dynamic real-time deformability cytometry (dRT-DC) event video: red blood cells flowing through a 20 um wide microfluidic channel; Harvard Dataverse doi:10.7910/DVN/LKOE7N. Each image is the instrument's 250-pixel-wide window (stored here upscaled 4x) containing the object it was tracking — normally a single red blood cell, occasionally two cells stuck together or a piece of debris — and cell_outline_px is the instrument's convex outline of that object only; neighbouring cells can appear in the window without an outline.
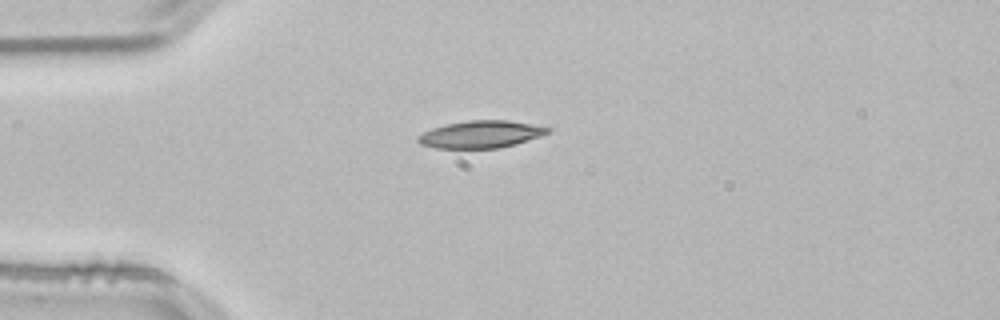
{"species": "common noctule bat (a hibernating species)", "species_latin": "Nyctalus noctula", "temperature_condition": "room temperature", "stored_images_in_passage": 41, "camera_frame_rate_fps": 3000, "um_per_image_px": 0.085, "animal": {"sex": "male", "body_mass_g": 21.5, "forearm_length_mm": 52.0}, "frame": {"image": 1, "passage_image": 1, "time_ms": 0.0, "image_size_px": [1000, 320], "cell_outline_px": [[552, 128], [548, 132], [540, 136], [516, 144], [500, 148], [436, 148], [420, 144], [416, 140], [416, 136], [432, 128], [444, 124], [468, 120], [508, 120]], "centroid_in_image_um": [40.83, 11.41], "position_along_channel_um": 44.2, "area_um2": 20.63}}
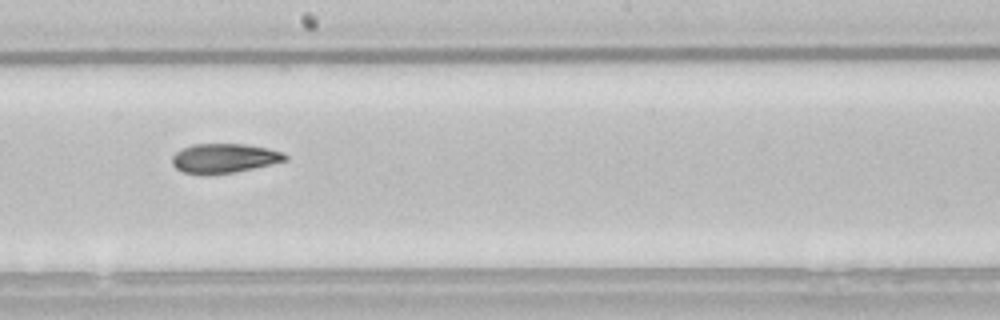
{"frame": {"image": 2, "passage_image": 17, "time_ms": 5.333, "image_size_px": [1000, 320], "cell_outline_px": [[288, 160], [252, 168], [232, 172], [208, 176], [184, 172], [176, 168], [172, 164], [172, 156], [176, 152], [192, 144], [244, 144], [268, 148], [284, 152], [288, 156]], "centroid_in_image_um": [19.05, 13.46], "position_along_channel_um": 229.1, "area_um2": 19.42}}
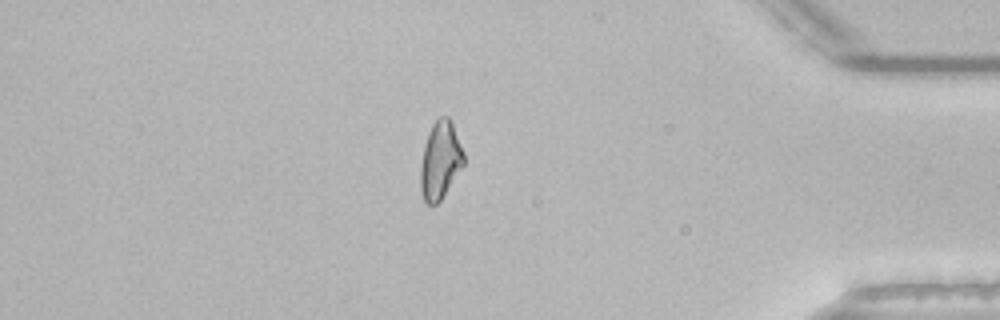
{"frame": {"image": 3, "passage_image": 33, "time_ms": 10.667, "image_size_px": [1000, 320], "cell_outline_px": [[464, 164], [440, 200], [436, 204], [428, 204], [424, 200], [420, 188], [420, 168], [424, 144], [428, 132], [432, 124], [440, 116], [448, 116], [452, 120], [464, 152]], "centroid_in_image_um": [37.42, 13.58], "position_along_channel_um": 397.8, "area_um2": 19.59}, "authors_computed_cell_mechanics": {"area_um2": 19.8254, "velocity_mm_per_s": 3.8419, "shape_relaxation_time_tau1_ms": 6.8893, "shape_relaxation_time_tau2_ms": 6.0274, "deformation_change_tau1": 0.1775, "deformation_change_tau2": 0.1354}}